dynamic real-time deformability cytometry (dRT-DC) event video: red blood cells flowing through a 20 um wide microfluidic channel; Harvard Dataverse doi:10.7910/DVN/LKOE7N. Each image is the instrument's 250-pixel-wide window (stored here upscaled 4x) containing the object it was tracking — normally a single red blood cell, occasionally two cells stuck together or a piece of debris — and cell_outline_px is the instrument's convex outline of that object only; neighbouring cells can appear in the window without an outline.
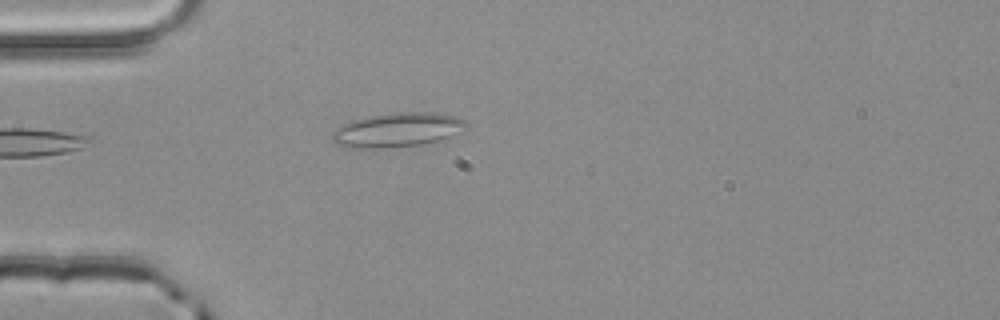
{"species": "common noctule bat (a hibernating species)", "species_latin": "Nyctalus noctula", "temperature_condition": "room temperature", "stored_images_in_passage": 1, "camera_frame_rate_fps": 3000, "um_per_image_px": 0.085, "animal": {"sex": "male", "body_mass_g": 20.4}, "frame": {"image": 1, "passage_image": 1, "time_ms": 0.0, "image_size_px": [1000, 320], "cell_outline_px": [[468, 128], [444, 140], [420, 144], [380, 148], [356, 148], [336, 144], [332, 140], [332, 132], [336, 128], [352, 120], [372, 116], [396, 112], [436, 112], [456, 116], [464, 120], [468, 124]], "centroid_in_image_um": [33.84, 11.03], "position_along_channel_um": 51.2, "area_um2": 26.82}}